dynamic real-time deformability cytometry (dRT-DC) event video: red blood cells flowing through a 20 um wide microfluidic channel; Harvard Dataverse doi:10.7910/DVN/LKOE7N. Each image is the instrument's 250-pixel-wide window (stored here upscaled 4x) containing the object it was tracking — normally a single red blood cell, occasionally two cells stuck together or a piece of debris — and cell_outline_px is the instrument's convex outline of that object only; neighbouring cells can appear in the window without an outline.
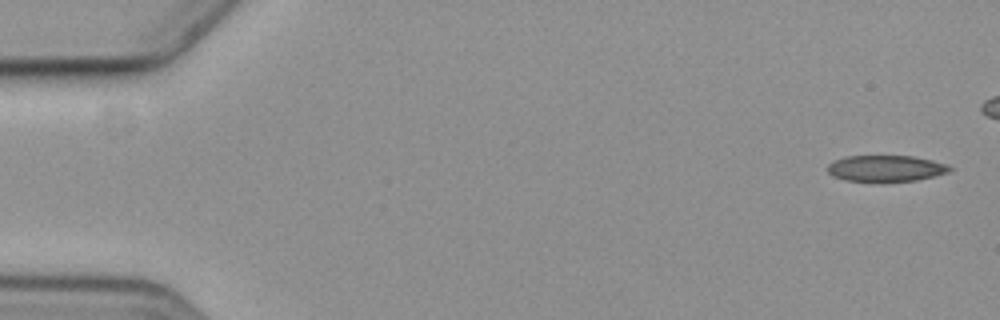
{"species": "common noctule bat (a hibernating species)", "species_latin": "Nyctalus noctula", "temperature_condition": "cold", "stored_images_in_passage": 7, "camera_frame_rate_fps": 3000, "um_per_image_px": 0.085, "animal": {"sex": "female", "body_mass_g": 19.3, "forearm_length_mm": 54.1}, "frame": {"image": 1, "passage_image": 1, "time_ms": 0.0, "image_size_px": [1000, 320], "cell_outline_px": [[952, 168], [948, 172], [916, 180], [844, 180], [832, 176], [828, 172], [828, 164], [832, 160], [844, 156], [912, 156], [932, 160], [948, 164]], "centroid_in_image_um": [75.26, 14.28], "position_along_channel_um": 9.7, "area_um2": 18.32}}
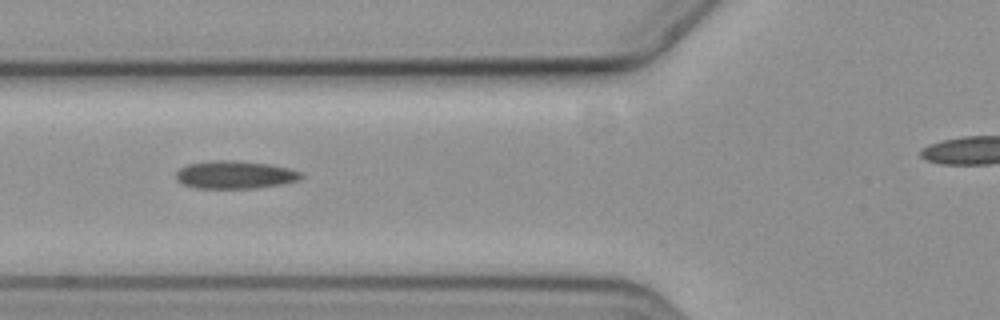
{"frame": {"image": 2, "passage_image": 6, "time_ms": 6.667, "image_size_px": [1000, 320], "cell_outline_px": [[304, 176], [300, 180], [284, 184], [256, 188], [196, 188], [180, 184], [176, 180], [176, 172], [180, 168], [188, 164], [212, 160], [236, 160], [272, 164], [288, 168], [300, 172]], "centroid_in_image_um": [19.97, 14.85], "position_along_channel_um": 105.8, "area_um2": 20.63}}
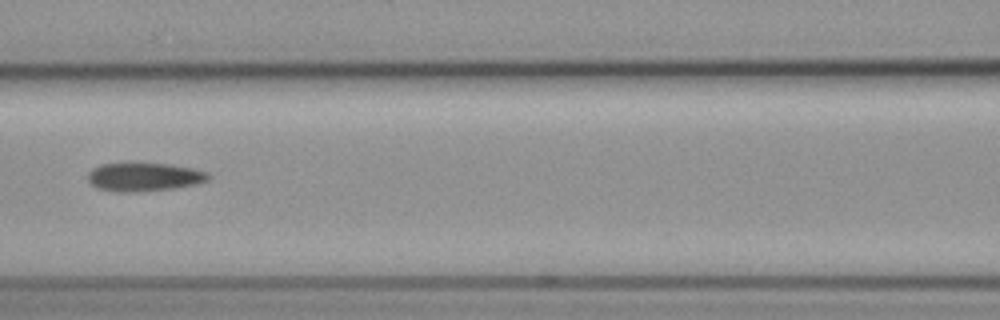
{"frame": {"image": 3, "passage_image": 7, "time_ms": 8.0, "image_size_px": [1000, 320], "cell_outline_px": [[212, 176], [208, 180], [200, 184], [176, 188], [140, 192], [112, 192], [96, 188], [88, 180], [88, 172], [92, 168], [100, 164], [172, 164], [192, 168], [208, 172]], "centroid_in_image_um": [12.28, 15.06], "position_along_channel_um": 154.3, "area_um2": 20.29}}